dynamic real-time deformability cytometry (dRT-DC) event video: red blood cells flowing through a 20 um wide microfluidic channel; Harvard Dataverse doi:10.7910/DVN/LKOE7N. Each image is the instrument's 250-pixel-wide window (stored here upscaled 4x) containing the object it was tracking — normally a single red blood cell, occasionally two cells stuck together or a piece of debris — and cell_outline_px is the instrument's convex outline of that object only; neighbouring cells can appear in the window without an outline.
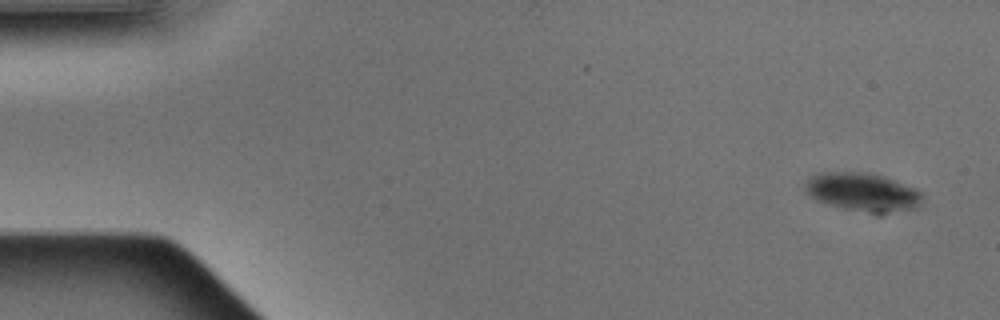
{"species": "Egyptian fruit bat (a non-hibernating species)", "species_latin": "Rousettus aegyptiacus", "temperature_condition": "warm", "stored_images_in_passage": 2, "camera_frame_rate_fps": 3000, "um_per_image_px": 0.085, "animal": {"sex": "male"}, "frame": {"image": 1, "passage_image": 1, "time_ms": 0.0, "image_size_px": [1000, 320], "cell_outline_px": [[924, 196], [920, 204], [916, 208], [880, 216], [876, 216], [844, 208], [816, 200], [808, 196], [804, 188], [808, 180], [812, 176], [820, 172], [856, 172], [884, 176], [912, 188], [920, 192]], "centroid_in_image_um": [73.35, 16.38], "position_along_channel_um": 11.7, "area_um2": 26.53}}